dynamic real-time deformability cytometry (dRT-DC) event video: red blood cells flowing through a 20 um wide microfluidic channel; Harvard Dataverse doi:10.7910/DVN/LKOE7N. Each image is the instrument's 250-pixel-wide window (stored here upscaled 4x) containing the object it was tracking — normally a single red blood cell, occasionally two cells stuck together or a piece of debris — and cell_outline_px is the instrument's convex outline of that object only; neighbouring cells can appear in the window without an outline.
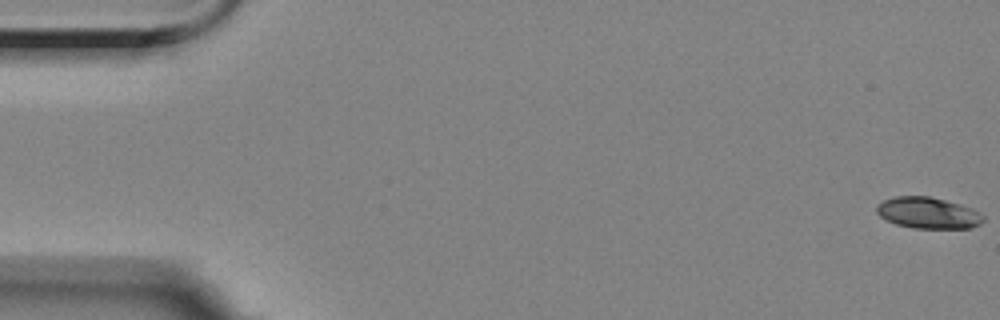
{"species": "Egyptian fruit bat (a non-hibernating species)", "species_latin": "Rousettus aegyptiacus", "temperature_condition": "room temperature", "stored_images_in_passage": 57, "camera_frame_rate_fps": 3000, "um_per_image_px": 0.085, "animal": {"sex": "female"}, "frame": {"image": 1, "passage_image": 1, "time_ms": 0.0, "image_size_px": [1000, 320], "cell_outline_px": [[984, 220], [980, 224], [972, 228], [912, 228], [896, 224], [880, 216], [876, 212], [876, 204], [884, 200], [896, 196], [928, 196], [960, 204], [972, 208], [984, 216]], "centroid_in_image_um": [78.88, 18.1], "position_along_channel_um": 6.1, "area_um2": 19.42}}
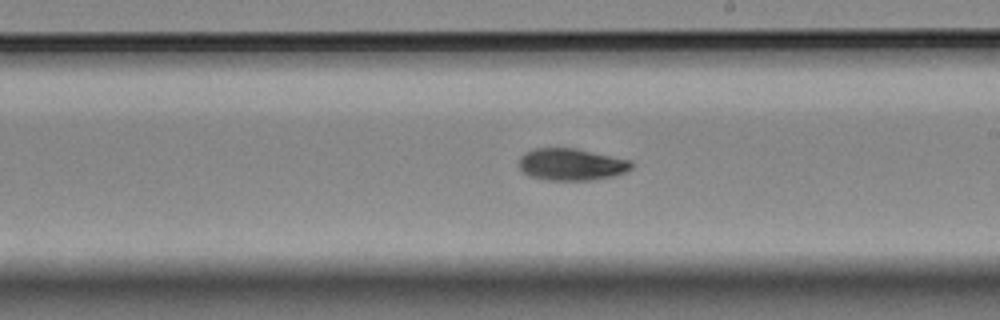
{"frame": {"image": 2, "passage_image": 33, "time_ms": 10.667, "image_size_px": [1000, 320], "cell_outline_px": [[632, 168], [624, 172], [612, 176], [592, 180], [548, 180], [528, 176], [520, 172], [520, 156], [524, 152], [532, 148], [576, 148], [632, 160]], "centroid_in_image_um": [48.53, 13.97], "position_along_channel_um": 240.5, "area_um2": 21.15}}
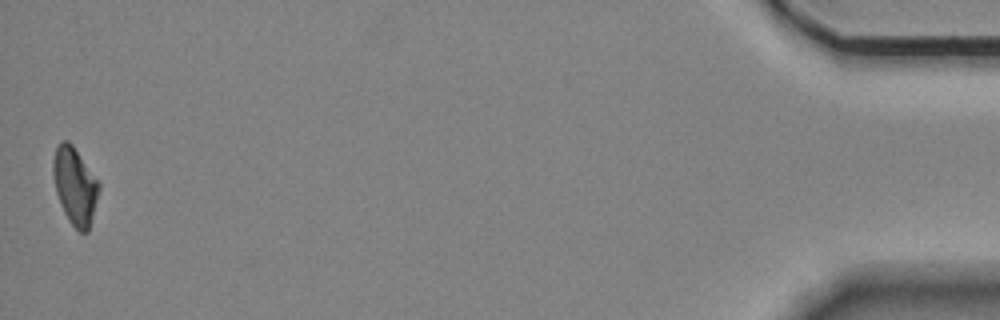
{"frame": {"image": 3, "passage_image": 57, "time_ms": 18.667, "image_size_px": [1000, 320], "cell_outline_px": [[100, 188], [88, 232], [80, 232], [68, 220], [60, 204], [56, 192], [52, 172], [52, 160], [56, 148], [60, 140], [68, 140], [72, 144], [100, 184]], "centroid_in_image_um": [6.34, 15.79], "position_along_channel_um": 428.9, "area_um2": 20.46}, "authors_computed_cell_mechanics": {"area_um2": 20.6924, "velocity_mm_per_s": 3.5005, "shape_relaxation_time_tau1_ms": 5.4148, "shape_relaxation_time_tau2_ms": 7.2683, "deformation_change_tau1": 0.1368, "deformation_change_tau2": 0.108}}